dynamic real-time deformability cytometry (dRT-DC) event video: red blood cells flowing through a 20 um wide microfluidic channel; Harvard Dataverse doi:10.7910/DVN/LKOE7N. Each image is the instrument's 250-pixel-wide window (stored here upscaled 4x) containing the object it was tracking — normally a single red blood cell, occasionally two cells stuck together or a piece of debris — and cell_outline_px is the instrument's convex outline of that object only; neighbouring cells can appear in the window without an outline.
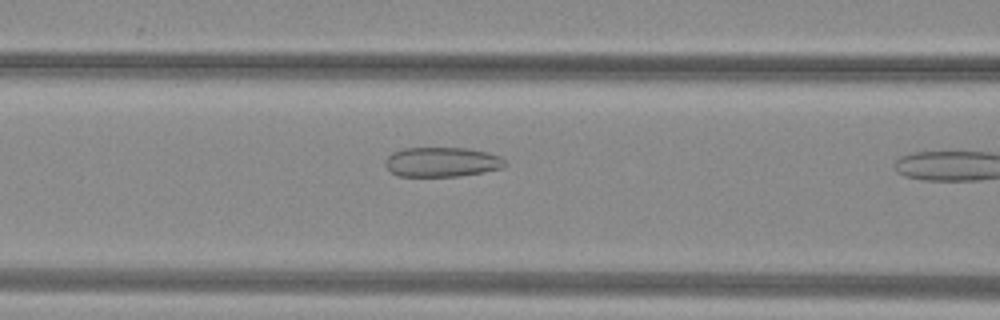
{"species": "common noctule bat (a hibernating species)", "species_latin": "Nyctalus noctula", "temperature_condition": "warm", "stored_images_in_passage": 10, "camera_frame_rate_fps": 3000, "um_per_image_px": 0.085, "animal": {"sex": "female", "body_mass_g": 29.2, "forearm_length_mm": 56.3}, "frame": {"image": 1, "passage_image": 9, "time_ms": 2.667, "image_size_px": [1000, 320], "cell_outline_px": [[508, 164], [504, 168], [484, 172], [460, 176], [396, 176], [384, 164], [384, 160], [392, 152], [404, 148], [468, 148], [488, 152], [500, 156]], "centroid_in_image_um": [37.58, 13.77], "position_along_channel_um": 129.0, "area_um2": 20.92}}